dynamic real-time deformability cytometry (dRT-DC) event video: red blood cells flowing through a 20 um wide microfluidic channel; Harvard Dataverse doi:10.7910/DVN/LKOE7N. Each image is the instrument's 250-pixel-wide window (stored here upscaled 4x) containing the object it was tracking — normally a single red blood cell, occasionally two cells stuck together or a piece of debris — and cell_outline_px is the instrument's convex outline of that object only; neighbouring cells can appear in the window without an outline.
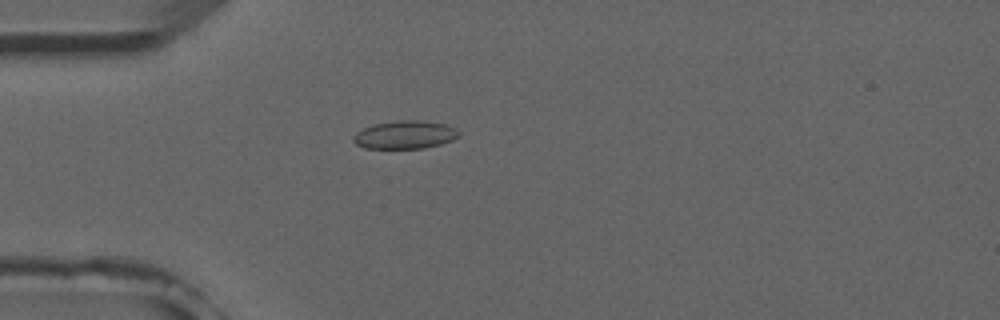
{"species": "common noctule bat (a hibernating species)", "species_latin": "Nyctalus noctula", "temperature_condition": "room temperature", "stored_images_in_passage": 5, "camera_frame_rate_fps": 3000, "um_per_image_px": 0.085, "animal": {"sex": "male", "forearm_length_mm": 52.5}, "frame": {"image": 1, "passage_image": 4, "time_ms": 3.667, "image_size_px": [1000, 320], "cell_outline_px": [[460, 136], [452, 140], [440, 144], [424, 148], [364, 148], [356, 144], [352, 140], [352, 136], [356, 132], [364, 128], [376, 124], [400, 120], [416, 120], [444, 124], [460, 132]], "centroid_in_image_um": [34.39, 11.46], "position_along_channel_um": 50.6, "area_um2": 17.05}}